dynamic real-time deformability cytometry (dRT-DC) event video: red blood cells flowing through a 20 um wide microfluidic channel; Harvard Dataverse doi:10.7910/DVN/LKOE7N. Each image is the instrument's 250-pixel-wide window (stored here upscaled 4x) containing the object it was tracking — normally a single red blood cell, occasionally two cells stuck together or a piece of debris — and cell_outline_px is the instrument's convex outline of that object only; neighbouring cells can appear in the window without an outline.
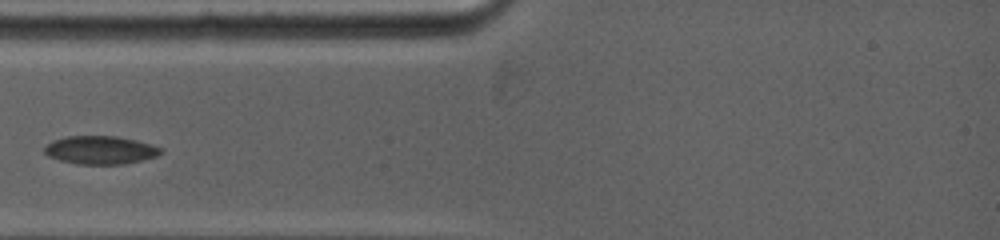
{"species": "common noctule bat (a hibernating species)", "species_latin": "Nyctalus noctula", "temperature_condition": "warm", "stored_images_in_passage": 2, "camera_frame_rate_fps": 5000, "um_per_image_px": 0.085, "animal": {"sex": "female", "body_mass_g": 19.0, "forearm_length_mm": 53.3}, "frame": {"image": 1, "passage_image": 2, "time_ms": 1.0, "image_size_px": [1000, 240], "cell_outline_px": [[164, 152], [156, 156], [144, 160], [124, 164], [76, 164], [60, 160], [48, 156], [44, 152], [44, 148], [52, 140], [68, 136], [116, 136], [136, 140], [160, 148]], "centroid_in_image_um": [8.52, 12.76], "position_along_channel_um": 76.5, "area_um2": 19.07}}